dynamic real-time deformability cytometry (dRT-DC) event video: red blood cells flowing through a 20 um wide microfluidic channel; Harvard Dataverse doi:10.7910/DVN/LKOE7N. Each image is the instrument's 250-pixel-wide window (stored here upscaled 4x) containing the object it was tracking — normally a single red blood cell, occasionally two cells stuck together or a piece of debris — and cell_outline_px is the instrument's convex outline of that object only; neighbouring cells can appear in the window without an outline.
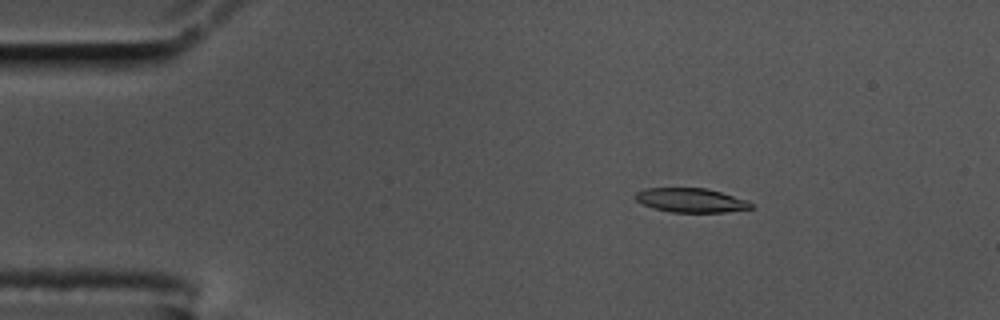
{"species": "common noctule bat (a hibernating species)", "species_latin": "Nyctalus noctula", "temperature_condition": "cold", "stored_images_in_passage": 55, "camera_frame_rate_fps": 3000, "um_per_image_px": 0.085, "animal": {"sex": "male", "body_mass_g": 17.5, "forearm_length_mm": 52.3}, "frame": {"image": 1, "passage_image": 7, "time_ms": 2.0, "image_size_px": [1000, 320], "cell_outline_px": [[752, 208], [724, 212], [672, 212], [652, 208], [636, 200], [632, 196], [636, 192], [644, 188], [708, 188], [748, 200], [752, 204]], "centroid_in_image_um": [58.7, 17.01], "position_along_channel_um": 26.3, "area_um2": 16.36}}
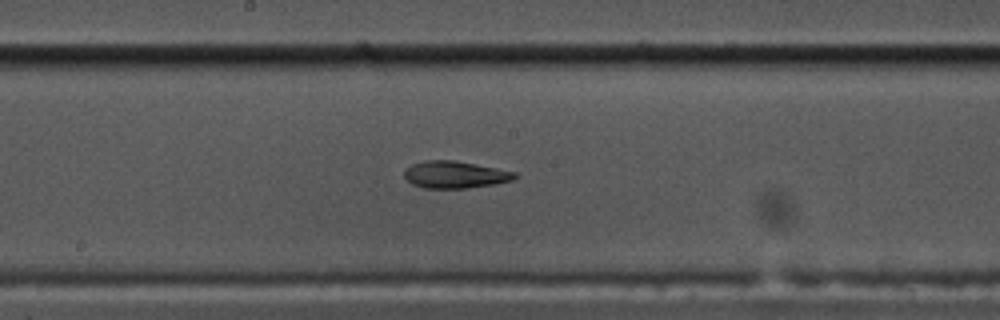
{"frame": {"image": 2, "passage_image": 28, "time_ms": 9.0, "image_size_px": [1000, 320], "cell_outline_px": [[520, 176], [512, 180], [496, 184], [468, 188], [424, 188], [412, 184], [404, 176], [404, 172], [412, 164], [424, 160], [456, 160], [516, 172]], "centroid_in_image_um": [38.71, 14.84], "position_along_channel_um": 209.5, "area_um2": 17.51}}
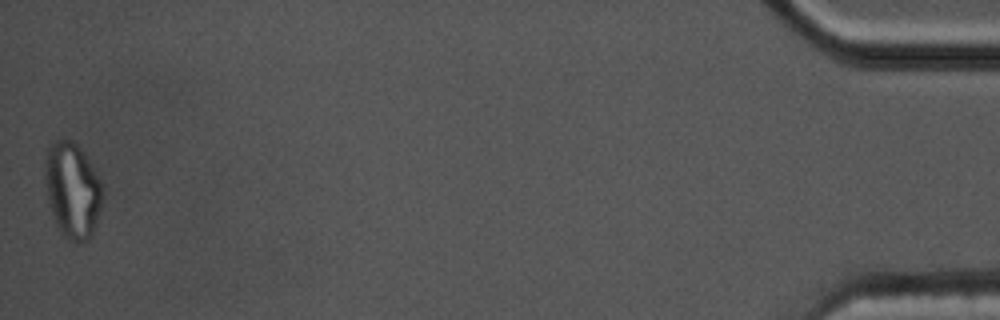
{"frame": {"image": 3, "passage_image": 55, "time_ms": 18.0, "image_size_px": [1000, 320], "cell_outline_px": [[104, 188], [100, 212], [92, 236], [88, 240], [76, 244], [72, 244], [60, 232], [56, 224], [48, 200], [44, 172], [48, 148], [56, 140], [64, 136], [72, 140], [84, 152], [104, 184]], "centroid_in_image_um": [6.19, 16.18], "position_along_channel_um": 429.0, "area_um2": 32.66}, "authors_computed_cell_mechanics": {"area_um2": 17.5134, "velocity_mm_per_s": 3.4955, "shape_relaxation_time_tau1_ms": null, "shape_relaxation_time_tau2_ms": 2.4824, "deformation_change_tau1": null, "deformation_change_tau2": 0.1044}}